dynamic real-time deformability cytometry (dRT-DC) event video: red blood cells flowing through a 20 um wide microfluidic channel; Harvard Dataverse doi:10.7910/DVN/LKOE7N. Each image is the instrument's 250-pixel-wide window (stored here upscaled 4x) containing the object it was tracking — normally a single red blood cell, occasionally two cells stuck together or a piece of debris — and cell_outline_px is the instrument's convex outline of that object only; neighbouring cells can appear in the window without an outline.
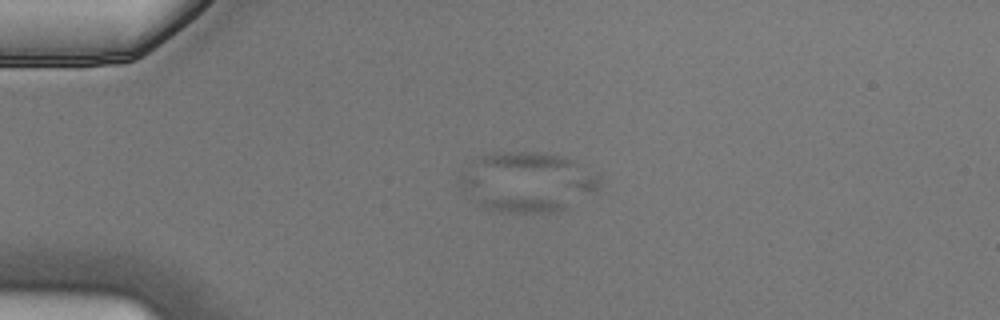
{"species": "Egyptian fruit bat (a non-hibernating species)", "species_latin": "Rousettus aegyptiacus", "temperature_condition": "cold", "stored_images_in_passage": 6, "segment_of_instrument_passage": [2, 2], "camera_frame_rate_fps": 3000, "um_per_image_px": 0.085, "animal": {"sex": "male"}, "frame": {"image": 1, "passage_image": 5, "time_ms": 1.333, "image_size_px": [1000, 320], "cell_outline_px": [[568, 208], [556, 212], [500, 212], [488, 208], [472, 200], [460, 188], [460, 176], [468, 176], [552, 200], [564, 204]], "centroid_in_image_um": [43.04, 16.8], "position_along_channel_um": 42.0, "area_um2": 14.85}}